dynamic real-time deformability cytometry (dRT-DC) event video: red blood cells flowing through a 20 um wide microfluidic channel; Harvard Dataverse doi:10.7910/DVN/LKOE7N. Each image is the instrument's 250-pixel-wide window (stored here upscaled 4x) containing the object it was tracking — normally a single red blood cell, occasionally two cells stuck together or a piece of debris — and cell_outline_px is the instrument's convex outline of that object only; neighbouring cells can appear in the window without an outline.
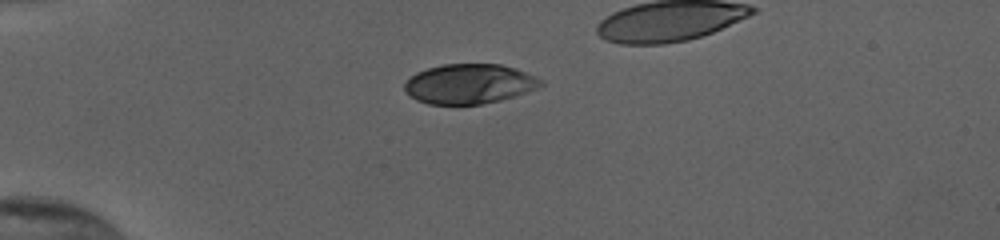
{"species": "human", "species_latin": "Homo sapiens", "temperature_condition": "cold", "stored_images_in_passage": 34, "camera_frame_rate_fps": 3000, "um_per_image_px": 0.085, "donor": {"sex": "female"}, "frame": {"image": 1, "passage_image": 1, "time_ms": 0.0, "image_size_px": [1000, 240], "cell_outline_px": [[544, 84], [536, 88], [500, 100], [480, 104], [428, 104], [416, 100], [404, 92], [404, 84], [416, 72], [428, 68], [444, 64], [500, 64], [516, 68], [544, 80]], "centroid_in_image_um": [39.87, 7.12], "position_along_channel_um": 45.1, "area_um2": 31.44}}
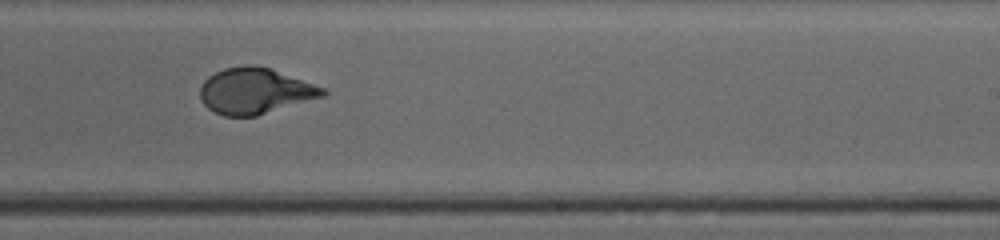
{"frame": {"image": 2, "passage_image": 21, "time_ms": 6.667, "image_size_px": [1000, 240], "cell_outline_px": [[328, 92], [324, 96], [256, 116], [224, 116], [208, 108], [200, 100], [200, 88], [204, 80], [208, 76], [224, 68], [244, 64], [252, 64], [268, 68], [324, 88]], "centroid_in_image_um": [21.63, 7.73], "position_along_channel_um": 267.4, "area_um2": 32.54}}
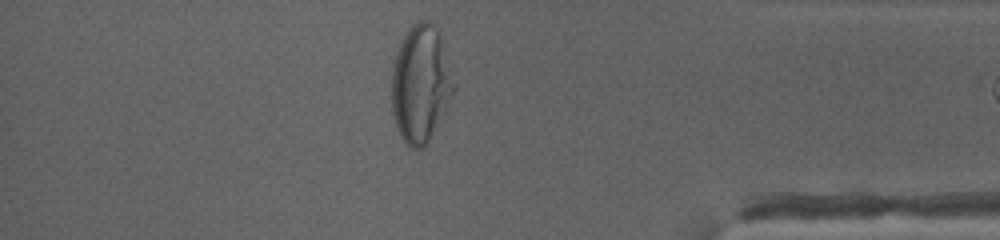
{"frame": {"image": 3, "passage_image": 33, "time_ms": 10.667, "image_size_px": [1000, 240], "cell_outline_px": [[456, 88], [424, 148], [412, 148], [400, 136], [392, 112], [392, 68], [400, 44], [408, 28], [416, 20], [428, 20], [436, 28]], "centroid_in_image_um": [35.72, 7.12], "position_along_channel_um": 399.5, "area_um2": 41.38}}